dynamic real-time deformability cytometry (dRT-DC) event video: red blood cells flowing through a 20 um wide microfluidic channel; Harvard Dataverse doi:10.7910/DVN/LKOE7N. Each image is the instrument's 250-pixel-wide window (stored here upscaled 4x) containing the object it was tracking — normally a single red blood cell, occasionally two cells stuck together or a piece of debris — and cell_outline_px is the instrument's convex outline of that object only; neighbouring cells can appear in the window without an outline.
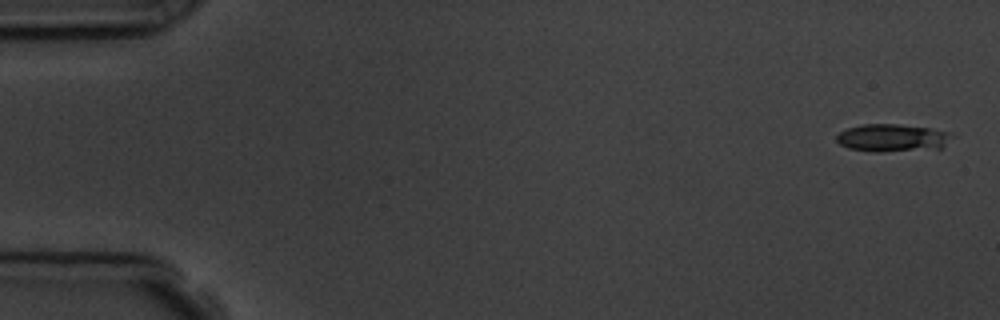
{"species": "common noctule bat (a hibernating species)", "species_latin": "Nyctalus noctula", "temperature_condition": "room temperature", "stored_images_in_passage": 6, "camera_frame_rate_fps": 3000, "um_per_image_px": 0.085, "animal": {"sex": "male", "body_mass_g": 19.5, "forearm_length_mm": 54.6}, "frame": {"image": 1, "passage_image": 1, "time_ms": 0.0, "image_size_px": [1000, 320], "cell_outline_px": [[952, 136], [944, 148], [880, 152], [872, 152], [848, 148], [840, 144], [836, 140], [836, 136], [840, 132], [848, 128], [864, 124], [896, 124], [928, 128], [948, 132]], "centroid_in_image_um": [75.83, 11.73], "position_along_channel_um": 9.2, "area_um2": 18.5}}